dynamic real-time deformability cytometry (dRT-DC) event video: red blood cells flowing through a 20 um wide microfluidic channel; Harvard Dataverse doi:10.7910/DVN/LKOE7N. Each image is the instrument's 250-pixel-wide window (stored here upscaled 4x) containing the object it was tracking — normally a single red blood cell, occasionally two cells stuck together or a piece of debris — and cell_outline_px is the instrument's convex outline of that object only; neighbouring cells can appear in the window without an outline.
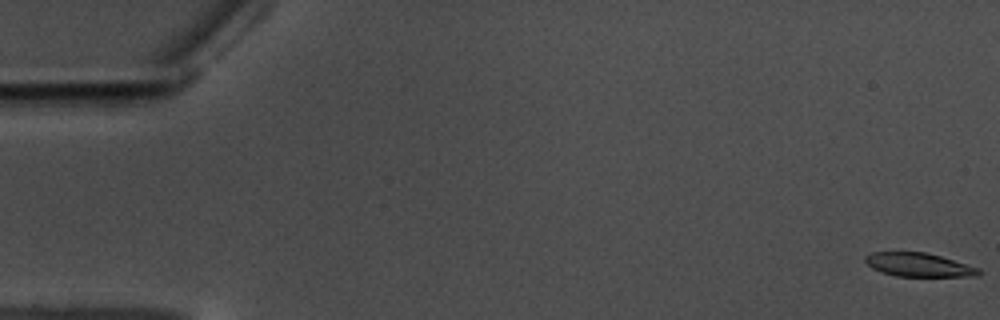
{"species": "common noctule bat (a hibernating species)", "species_latin": "Nyctalus noctula", "temperature_condition": "warm", "stored_images_in_passage": 59, "camera_frame_rate_fps": 3000, "um_per_image_px": 0.085, "animal": {"sex": "male", "body_mass_g": 17.5, "forearm_length_mm": 52.3}, "frame": {"image": 1, "passage_image": 1, "time_ms": 0.0, "image_size_px": [1000, 320], "cell_outline_px": [[980, 272], [976, 276], [896, 276], [880, 272], [872, 268], [864, 260], [864, 256], [872, 252], [924, 252], [940, 256], [980, 268]], "centroid_in_image_um": [78.05, 22.51], "position_along_channel_um": 7.0, "area_um2": 15.55}}
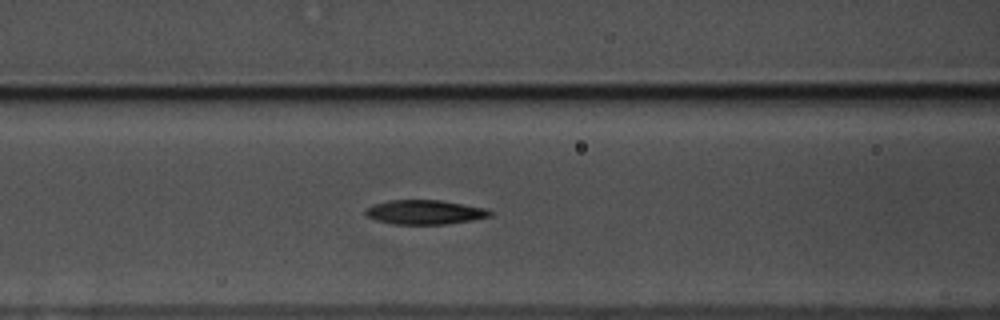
{"frame": {"image": 2, "passage_image": 25, "time_ms": 8.0, "image_size_px": [1000, 320], "cell_outline_px": [[492, 216], [472, 220], [444, 224], [392, 224], [376, 220], [364, 216], [364, 208], [372, 204], [388, 200], [440, 200], [484, 208], [492, 212]], "centroid_in_image_um": [36.02, 18.03], "position_along_channel_um": 130.6, "area_um2": 17.74}}
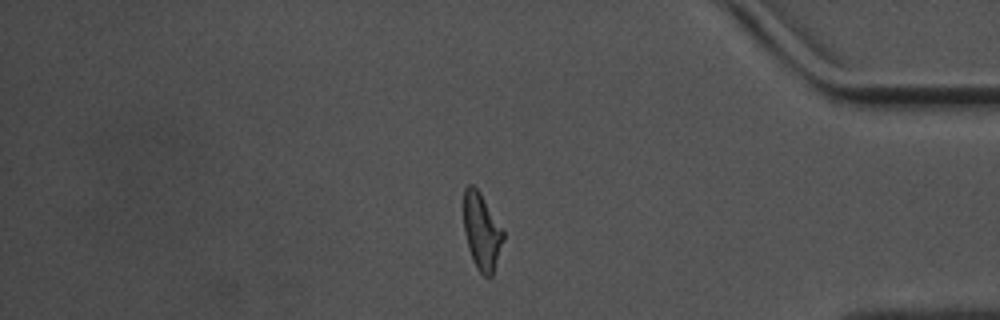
{"frame": {"image": 3, "passage_image": 50, "time_ms": 16.333, "image_size_px": [1000, 320], "cell_outline_px": [[504, 240], [492, 276], [484, 276], [476, 268], [472, 260], [468, 248], [464, 232], [464, 188], [468, 184], [472, 184], [480, 192], [504, 232]], "centroid_in_image_um": [40.94, 19.69], "position_along_channel_um": 394.3, "area_um2": 17.63}, "authors_computed_cell_mechanics": {"area_um2": 17.7446, "velocity_mm_per_s": 3.504, "shape_relaxation_time_tau1_ms": 5.8008, "shape_relaxation_time_tau2_ms": 4.2539, "deformation_change_tau1": 0.1873, "deformation_change_tau2": 0.1187}}